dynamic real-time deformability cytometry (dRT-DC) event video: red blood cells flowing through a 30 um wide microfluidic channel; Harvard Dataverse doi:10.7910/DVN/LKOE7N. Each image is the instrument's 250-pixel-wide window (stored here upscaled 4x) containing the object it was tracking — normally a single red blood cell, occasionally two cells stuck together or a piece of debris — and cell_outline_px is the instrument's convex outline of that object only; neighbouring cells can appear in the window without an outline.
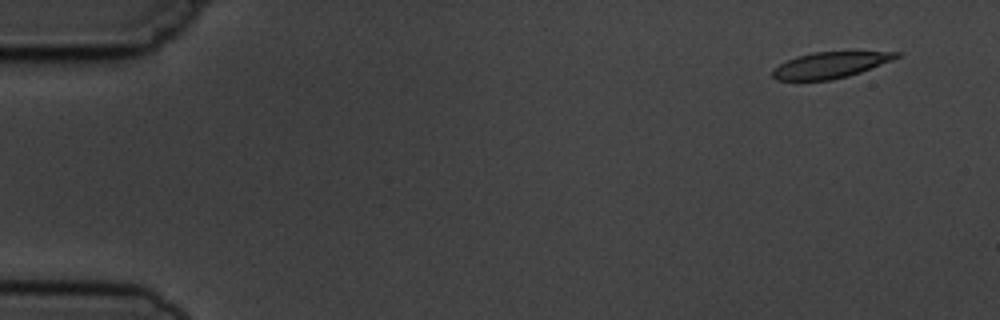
{"species": "common noctule bat (a hibernating species)", "species_latin": "Nyctalus noctula", "temperature_condition": "cold", "stored_images_in_passage": 8, "camera_frame_rate_fps": 3000, "um_per_image_px": 0.085, "animal": {"sex": "male", "body_mass_g": 19.5, "forearm_length_mm": 54.6}, "frame": {"image": 1, "passage_image": 1, "time_ms": 0.0, "image_size_px": [1000, 320], "cell_outline_px": [[900, 56], [892, 60], [860, 72], [848, 76], [832, 80], [776, 80], [772, 76], [772, 68], [796, 56], [812, 52], [900, 52]], "centroid_in_image_um": [70.52, 5.53], "position_along_channel_um": 14.5, "area_um2": 18.61}}
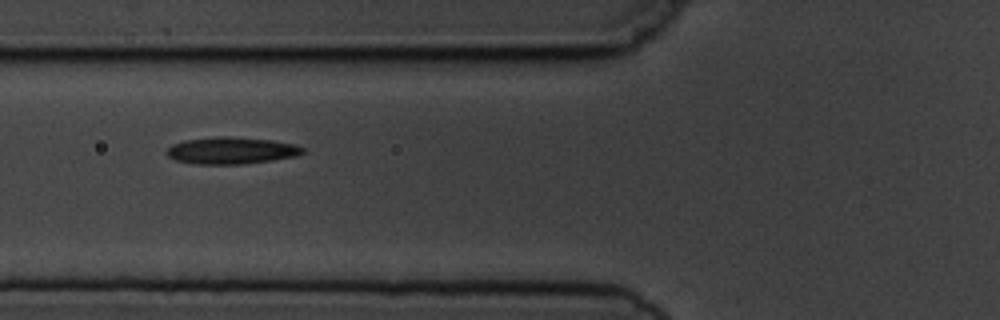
{"frame": {"image": 2, "passage_image": 6, "time_ms": 5.667, "image_size_px": [1000, 320], "cell_outline_px": [[308, 148], [304, 152], [296, 156], [272, 160], [240, 164], [196, 164], [176, 160], [168, 156], [164, 152], [172, 144], [184, 140], [220, 136], [232, 136], [272, 140], [296, 144]], "centroid_in_image_um": [19.69, 12.79], "position_along_channel_um": 106.1, "area_um2": 21.5}}
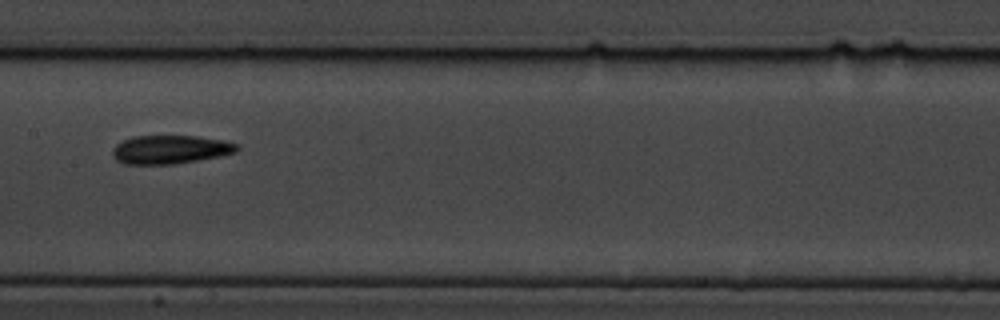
{"frame": {"image": 3, "passage_image": 8, "time_ms": 8.0, "image_size_px": [1000, 320], "cell_outline_px": [[240, 148], [236, 152], [220, 156], [176, 164], [124, 164], [116, 160], [112, 156], [112, 148], [116, 144], [132, 136], [196, 136], [220, 140], [240, 144]], "centroid_in_image_um": [14.46, 12.71], "position_along_channel_um": 192.9, "area_um2": 20.81}}